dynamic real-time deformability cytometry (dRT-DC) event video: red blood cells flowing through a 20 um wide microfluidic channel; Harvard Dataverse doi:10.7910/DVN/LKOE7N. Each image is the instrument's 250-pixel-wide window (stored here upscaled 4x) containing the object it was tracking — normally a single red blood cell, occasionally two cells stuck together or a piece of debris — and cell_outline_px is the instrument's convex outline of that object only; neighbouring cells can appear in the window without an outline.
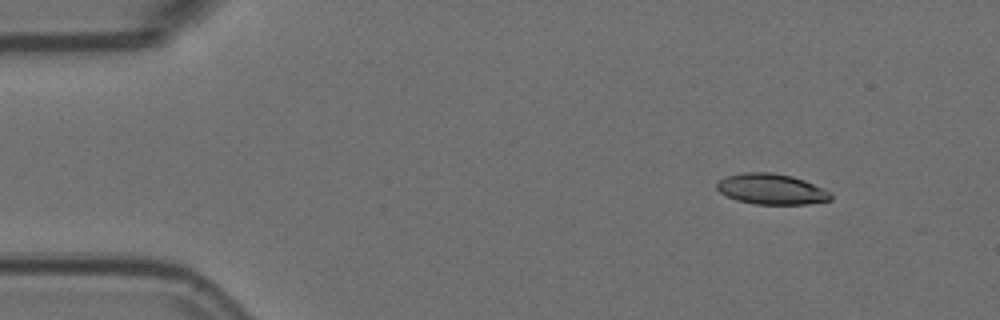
{"species": "Egyptian fruit bat (a non-hibernating species)", "species_latin": "Rousettus aegyptiacus", "temperature_condition": "room temperature", "stored_images_in_passage": 4, "camera_frame_rate_fps": 3000, "um_per_image_px": 0.085, "animal": {"sex": "female"}, "frame": {"image": 1, "passage_image": 2, "time_ms": 0.333, "image_size_px": [1000, 320], "cell_outline_px": [[832, 200], [808, 204], [756, 204], [736, 200], [720, 192], [716, 188], [716, 184], [720, 180], [728, 176], [740, 172], [772, 172], [792, 176], [804, 180], [832, 192]], "centroid_in_image_um": [65.59, 16.07], "position_along_channel_um": 19.4, "area_um2": 20.4}}